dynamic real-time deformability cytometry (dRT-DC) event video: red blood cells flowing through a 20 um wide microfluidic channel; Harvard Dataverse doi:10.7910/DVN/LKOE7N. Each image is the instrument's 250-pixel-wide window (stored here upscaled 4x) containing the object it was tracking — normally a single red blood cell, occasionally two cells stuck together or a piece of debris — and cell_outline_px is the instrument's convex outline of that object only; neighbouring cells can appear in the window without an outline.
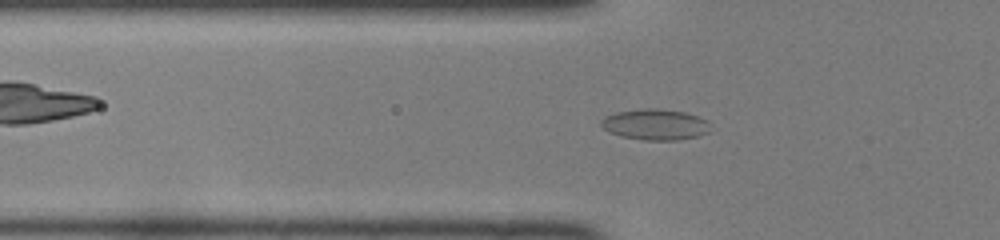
{"species": "common noctule bat (a hibernating species)", "species_latin": "Nyctalus noctula", "temperature_condition": "room temperature", "stored_images_in_passage": 49, "camera_frame_rate_fps": 3000, "um_per_image_px": 0.085, "animal": {"sex": "female", "body_mass_g": 22.0, "forearm_length_mm": 56.7}, "frame": {"image": 1, "passage_image": 17, "time_ms": 5.333, "image_size_px": [1000, 240], "cell_outline_px": [[708, 132], [696, 136], [676, 140], [644, 140], [620, 136], [604, 128], [600, 124], [600, 120], [604, 116], [616, 112], [644, 108], [656, 108], [684, 112], [708, 120]], "centroid_in_image_um": [55.66, 10.57], "position_along_channel_um": 70.1, "area_um2": 19.48}}
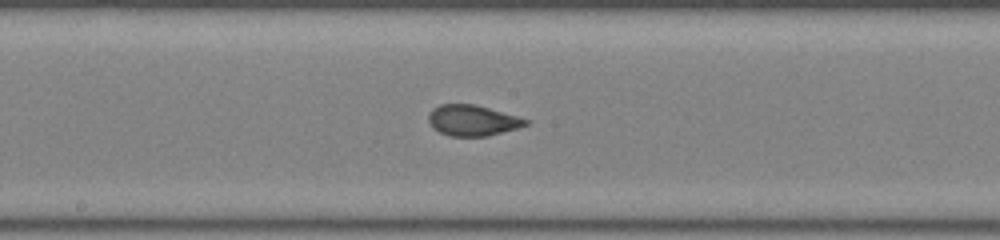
{"frame": {"image": 2, "passage_image": 27, "time_ms": 8.667, "image_size_px": [1000, 240], "cell_outline_px": [[528, 124], [516, 128], [488, 136], [448, 136], [440, 132], [428, 120], [428, 116], [432, 108], [440, 104], [476, 104], [516, 116], [528, 120]], "centroid_in_image_um": [40.14, 10.23], "position_along_channel_um": 208.1, "area_um2": 17.17}}
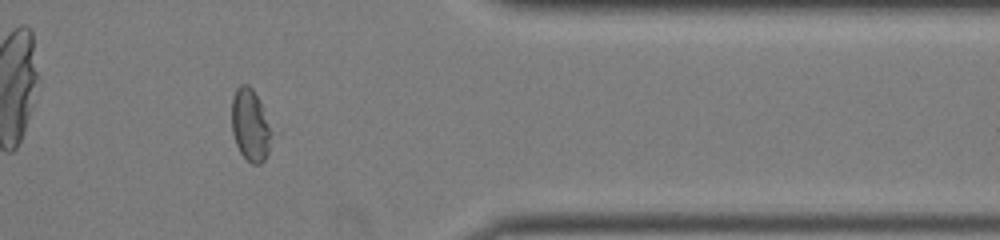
{"frame": {"image": 3, "passage_image": 41, "time_ms": 13.333, "image_size_px": [1000, 240], "cell_outline_px": [[280, 132], [264, 160], [260, 164], [252, 164], [240, 152], [236, 144], [232, 132], [232, 96], [236, 88], [240, 84], [248, 84], [252, 88]], "centroid_in_image_um": [21.42, 10.64], "position_along_channel_um": 390.0, "area_um2": 18.26}, "authors_computed_cell_mechanics": {"area_um2": 18.4382, "velocity_mm_per_s": 4.1577, "shape_relaxation_time_tau1_ms": 7.8911, "shape_relaxation_time_tau2_ms": 0.6545, "deformation_change_tau1": 0.1828, "deformation_change_tau2": 0.0533}}